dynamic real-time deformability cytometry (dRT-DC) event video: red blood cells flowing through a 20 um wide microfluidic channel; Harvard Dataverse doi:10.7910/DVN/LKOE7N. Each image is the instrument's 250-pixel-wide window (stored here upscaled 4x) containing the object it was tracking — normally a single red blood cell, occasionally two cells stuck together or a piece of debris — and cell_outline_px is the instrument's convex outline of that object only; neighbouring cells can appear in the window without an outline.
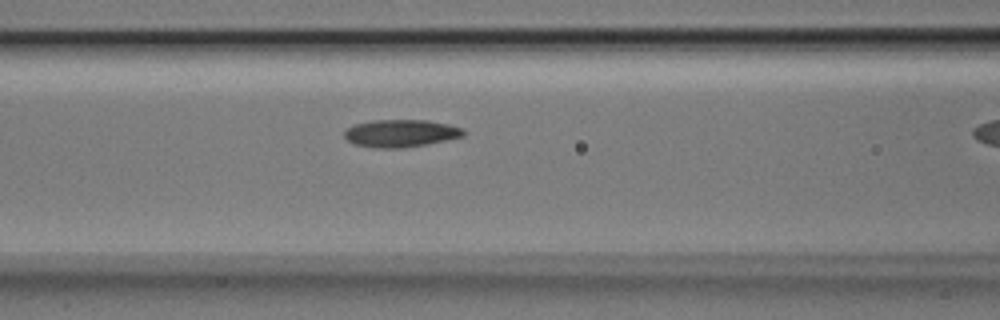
{"species": "Egyptian fruit bat (a non-hibernating species)", "species_latin": "Rousettus aegyptiacus", "temperature_condition": "room temperature", "stored_images_in_passage": 11, "camera_frame_rate_fps": 3000, "um_per_image_px": 0.085, "animal": {"sex": "male"}, "frame": {"image": 1, "passage_image": 10, "time_ms": 3.0, "image_size_px": [1000, 320], "cell_outline_px": [[464, 136], [428, 144], [400, 148], [372, 148], [352, 144], [344, 136], [344, 132], [352, 124], [372, 120], [428, 120], [448, 124], [464, 128]], "centroid_in_image_um": [34.04, 11.33], "position_along_channel_um": 132.6, "area_um2": 19.31}}